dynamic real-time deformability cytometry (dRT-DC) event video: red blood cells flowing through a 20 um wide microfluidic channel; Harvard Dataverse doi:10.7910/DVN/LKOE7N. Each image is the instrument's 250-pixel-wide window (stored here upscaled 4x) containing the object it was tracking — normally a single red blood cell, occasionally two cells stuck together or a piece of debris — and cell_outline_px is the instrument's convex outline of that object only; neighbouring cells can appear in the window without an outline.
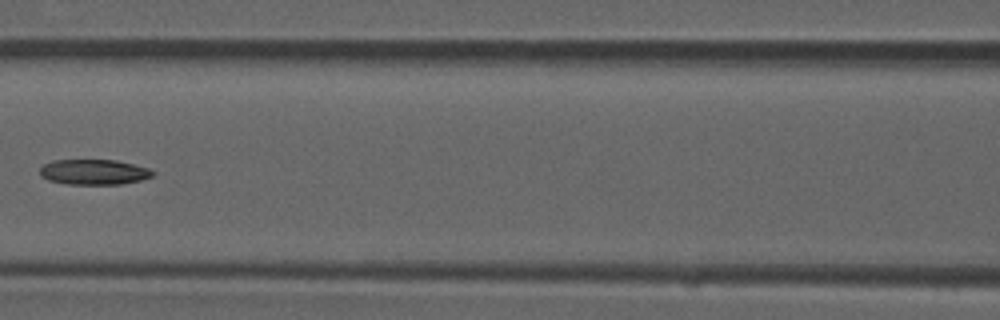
{"species": "common noctule bat (a hibernating species)", "species_latin": "Nyctalus noctula", "temperature_condition": "room temperature", "stored_images_in_passage": 6, "camera_frame_rate_fps": 3000, "um_per_image_px": 0.085, "animal": {"sex": "male", "forearm_length_mm": 52.5}, "frame": {"image": 1, "passage_image": 5, "time_ms": 1.333, "image_size_px": [1000, 320], "cell_outline_px": [[156, 172], [152, 176], [140, 180], [120, 184], [68, 184], [48, 180], [40, 176], [40, 168], [44, 164], [52, 160], [116, 160], [148, 168]], "centroid_in_image_um": [7.96, 14.62], "position_along_channel_um": 158.6, "area_um2": 16.59}}
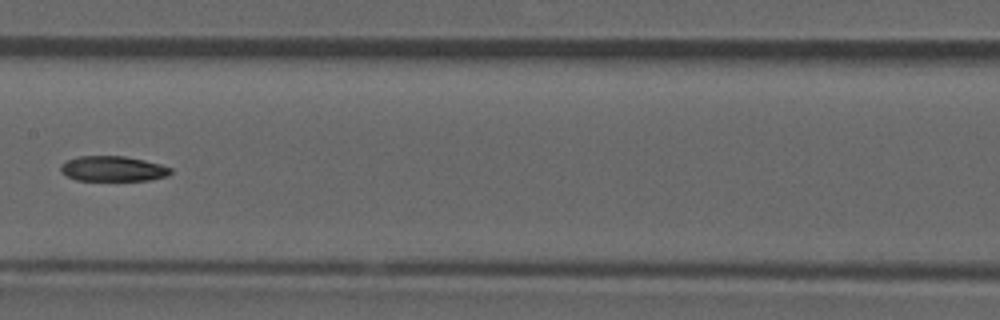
{"frame": {"image": 2, "passage_image": 6, "time_ms": 1.667, "image_size_px": [1000, 320], "cell_outline_px": [[172, 172], [168, 176], [148, 180], [76, 180], [60, 172], [60, 164], [64, 160], [76, 156], [124, 156], [144, 160], [160, 164], [172, 168]], "centroid_in_image_um": [9.56, 14.33], "position_along_channel_um": 197.8, "area_um2": 16.3}}